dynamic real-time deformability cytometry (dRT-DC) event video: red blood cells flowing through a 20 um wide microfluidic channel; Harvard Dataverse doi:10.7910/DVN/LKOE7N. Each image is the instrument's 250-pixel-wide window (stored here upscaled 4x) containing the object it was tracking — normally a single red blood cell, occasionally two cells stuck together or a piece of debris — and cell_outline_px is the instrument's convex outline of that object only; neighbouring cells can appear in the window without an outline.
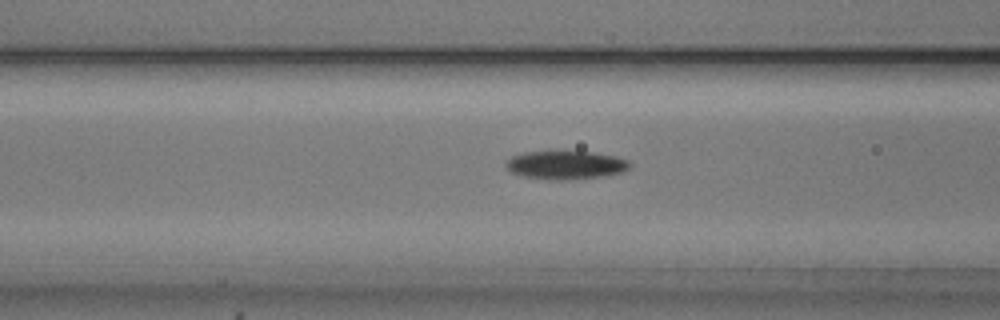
{"species": "common noctule bat (a hibernating species)", "species_latin": "Nyctalus noctula", "temperature_condition": "cold", "stored_images_in_passage": 54, "camera_frame_rate_fps": 3000, "um_per_image_px": 0.085, "animal": {"sex": "male", "body_mass_g": 20.5, "forearm_length_mm": 52.5}, "frame": {"image": 1, "passage_image": 21, "time_ms": 6.667, "image_size_px": [1000, 320], "cell_outline_px": [[632, 164], [628, 168], [620, 172], [600, 176], [560, 180], [556, 180], [524, 176], [512, 172], [504, 164], [512, 156], [524, 152], [592, 152], [616, 156], [628, 160]], "centroid_in_image_um": [48.09, 14.02], "position_along_channel_um": 118.5, "area_um2": 20.0}}
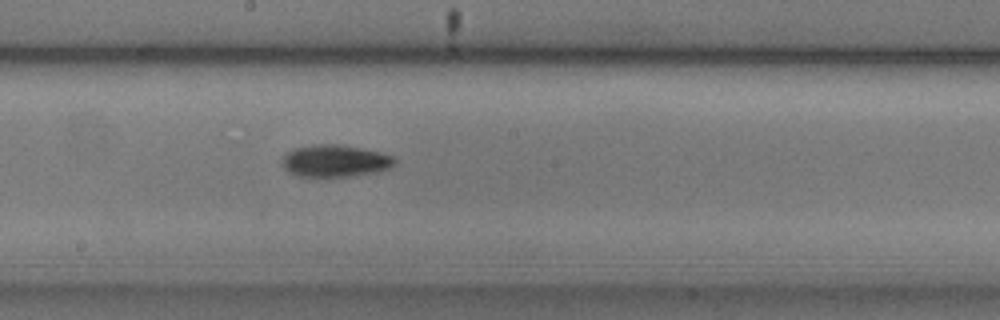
{"frame": {"image": 2, "passage_image": 29, "time_ms": 9.333, "image_size_px": [1000, 320], "cell_outline_px": [[396, 164], [392, 168], [376, 172], [348, 176], [296, 176], [288, 172], [284, 168], [284, 156], [292, 148], [316, 144], [340, 144], [380, 152], [392, 156], [396, 160]], "centroid_in_image_um": [28.51, 13.67], "position_along_channel_um": 219.7, "area_um2": 20.98}}
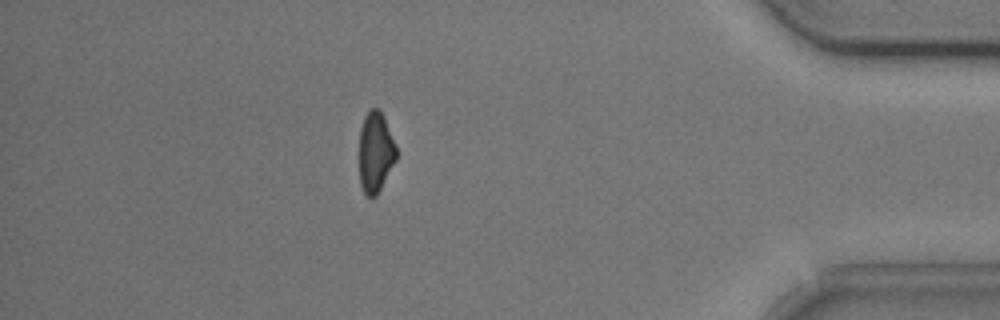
{"frame": {"image": 3, "passage_image": 47, "time_ms": 15.333, "image_size_px": [1000, 320], "cell_outline_px": [[396, 160], [376, 196], [368, 196], [364, 192], [360, 184], [360, 128], [364, 116], [372, 108], [380, 108], [384, 116], [396, 144]], "centroid_in_image_um": [31.93, 12.89], "position_along_channel_um": 403.3, "area_um2": 17.34}, "authors_computed_cell_mechanics": {"area_um2": 19.1029, "velocity_mm_per_s": 3.7753, "shape_relaxation_time_tau1_ms": 2.6749, "shape_relaxation_time_tau2_ms": null, "deformation_change_tau1": 0.1049, "deformation_change_tau2": null}}